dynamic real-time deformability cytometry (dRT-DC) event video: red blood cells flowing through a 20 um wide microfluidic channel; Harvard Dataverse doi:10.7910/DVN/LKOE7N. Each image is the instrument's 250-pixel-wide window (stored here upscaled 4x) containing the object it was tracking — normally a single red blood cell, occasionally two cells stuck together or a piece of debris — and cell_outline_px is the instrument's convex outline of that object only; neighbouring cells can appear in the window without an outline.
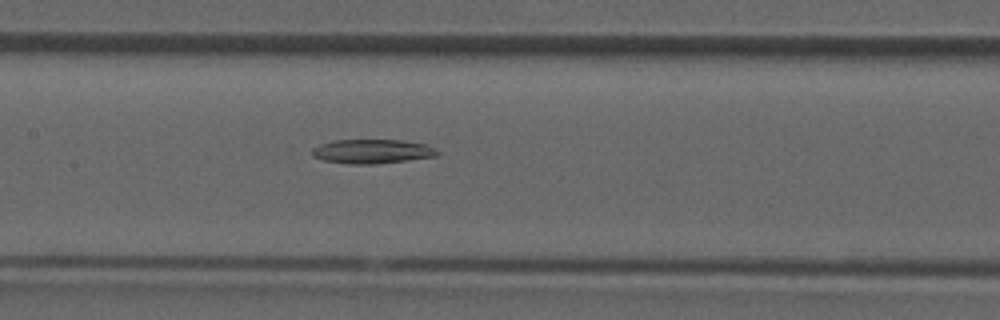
{"species": "common noctule bat (a hibernating species)", "species_latin": "Nyctalus noctula", "temperature_condition": "room temperature", "stored_images_in_passage": 24, "camera_frame_rate_fps": 3000, "um_per_image_px": 0.085, "animal": {"sex": "male", "forearm_length_mm": 52.5}, "frame": {"image": 1, "passage_image": 7, "time_ms": 2.0, "image_size_px": [1000, 320], "cell_outline_px": [[440, 152], [436, 156], [408, 160], [376, 164], [348, 164], [324, 160], [312, 156], [312, 148], [320, 144], [332, 140], [404, 140], [424, 144]], "centroid_in_image_um": [31.6, 12.87], "position_along_channel_um": 175.8, "area_um2": 17.63}}
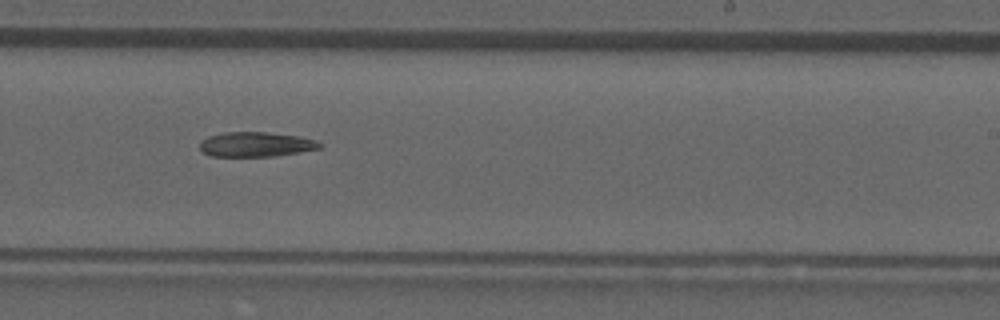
{"frame": {"image": 2, "passage_image": 12, "time_ms": 3.667, "image_size_px": [1000, 320], "cell_outline_px": [[324, 144], [320, 148], [300, 152], [276, 156], [212, 156], [204, 152], [200, 148], [200, 140], [208, 136], [224, 132], [268, 132], [300, 136], [316, 140]], "centroid_in_image_um": [21.78, 12.26], "position_along_channel_um": 267.2, "area_um2": 17.4}}
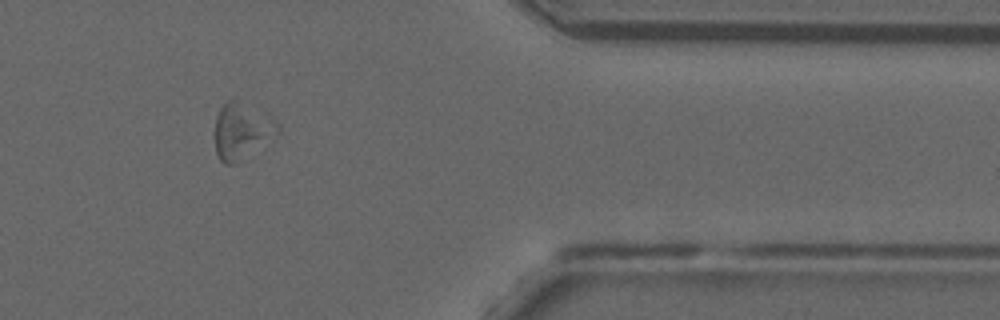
{"frame": {"image": 3, "passage_image": 20, "time_ms": 6.333, "image_size_px": [1000, 320], "cell_outline_px": [[280, 132], [276, 136], [236, 164], [224, 164], [220, 160], [216, 152], [216, 116], [220, 108], [228, 100], [236, 100], [268, 112], [280, 124]], "centroid_in_image_um": [20.61, 11.12], "position_along_channel_um": 390.8, "area_um2": 20.87}}